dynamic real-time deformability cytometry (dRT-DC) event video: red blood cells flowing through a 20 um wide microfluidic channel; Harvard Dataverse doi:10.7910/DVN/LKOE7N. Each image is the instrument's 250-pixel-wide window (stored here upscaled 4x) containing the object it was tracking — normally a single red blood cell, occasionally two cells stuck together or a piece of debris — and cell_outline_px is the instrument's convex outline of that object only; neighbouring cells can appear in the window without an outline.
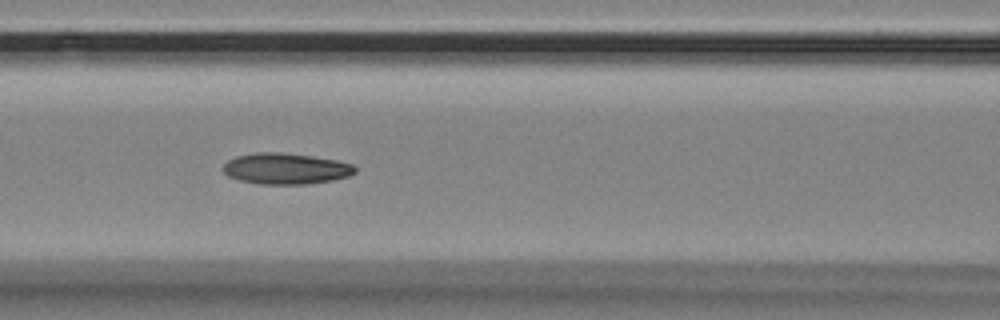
{"species": "Egyptian fruit bat (a non-hibernating species)", "species_latin": "Rousettus aegyptiacus", "temperature_condition": "room temperature", "stored_images_in_passage": 20, "camera_frame_rate_fps": 3000, "um_per_image_px": 0.085, "animal": {"sex": "female"}, "frame": {"image": 1, "passage_image": 19, "time_ms": 6.0, "image_size_px": [1000, 320], "cell_outline_px": [[356, 172], [348, 176], [332, 180], [308, 184], [260, 184], [240, 180], [228, 176], [224, 172], [224, 164], [228, 160], [236, 156], [256, 152], [280, 152], [312, 156], [336, 160], [352, 164], [356, 168]], "centroid_in_image_um": [24.29, 14.33], "position_along_channel_um": 142.3, "area_um2": 23.81}}